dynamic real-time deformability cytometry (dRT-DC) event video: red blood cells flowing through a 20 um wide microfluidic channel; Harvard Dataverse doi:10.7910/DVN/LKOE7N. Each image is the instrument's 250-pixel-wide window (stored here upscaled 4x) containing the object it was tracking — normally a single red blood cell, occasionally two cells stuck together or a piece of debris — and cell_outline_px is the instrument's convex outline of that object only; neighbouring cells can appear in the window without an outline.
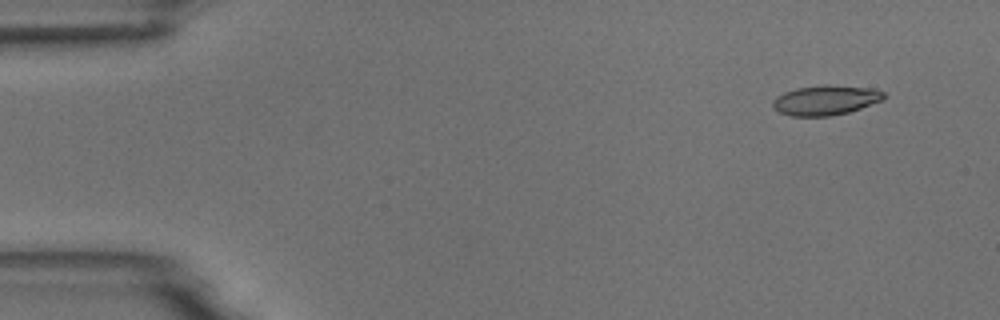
{"species": "common noctule bat (a hibernating species)", "species_latin": "Nyctalus noctula", "temperature_condition": "room temperature", "stored_images_in_passage": 5, "camera_frame_rate_fps": 3000, "um_per_image_px": 0.085, "animal": {"sex": "male", "body_mass_g": 18.8}, "frame": {"image": 1, "passage_image": 1, "time_ms": 0.0, "image_size_px": [1000, 320], "cell_outline_px": [[884, 96], [880, 100], [860, 108], [848, 112], [832, 116], [792, 116], [780, 112], [772, 108], [772, 100], [776, 96], [784, 92], [796, 88], [824, 84], [828, 84], [876, 88], [884, 92]], "centroid_in_image_um": [70.14, 8.5], "position_along_channel_um": 14.9, "area_um2": 19.42}}
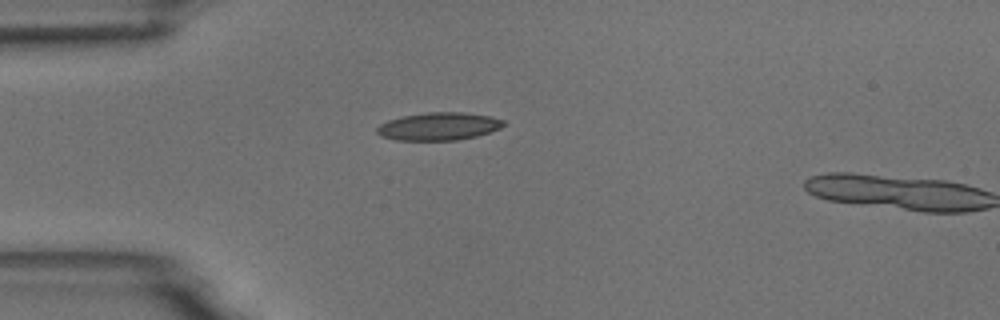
{"frame": {"image": 2, "passage_image": 4, "time_ms": 3.333, "image_size_px": [1000, 320], "cell_outline_px": [[504, 124], [500, 128], [476, 136], [456, 140], [396, 140], [380, 136], [376, 132], [376, 128], [380, 124], [388, 120], [404, 116], [428, 112], [464, 112], [488, 116], [504, 120]], "centroid_in_image_um": [37.26, 10.74], "position_along_channel_um": 47.7, "area_um2": 20.35}}